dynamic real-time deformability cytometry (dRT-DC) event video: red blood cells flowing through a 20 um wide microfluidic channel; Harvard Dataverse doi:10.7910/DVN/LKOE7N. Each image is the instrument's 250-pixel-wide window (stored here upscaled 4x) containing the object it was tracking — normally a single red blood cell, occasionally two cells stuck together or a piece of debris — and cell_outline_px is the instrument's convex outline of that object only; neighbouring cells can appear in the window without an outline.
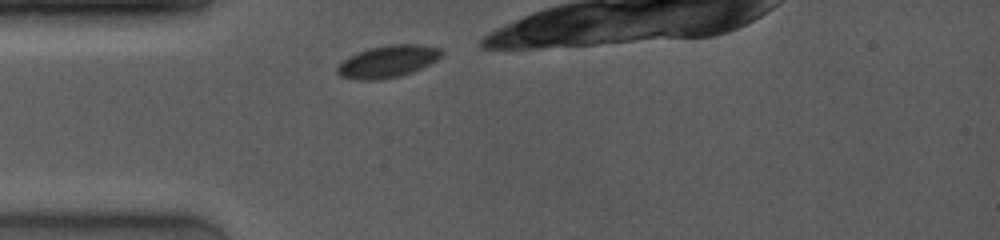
{"species": "common noctule bat (a hibernating species)", "species_latin": "Nyctalus noctula", "temperature_condition": "room temperature", "stored_images_in_passage": 3, "camera_frame_rate_fps": 4000, "um_per_image_px": 0.085, "animal": {"sex": "female", "body_mass_g": 19.0, "forearm_length_mm": 53.3}, "frame": {"image": 1, "passage_image": 1, "time_ms": 0.0, "image_size_px": [1000, 240], "cell_outline_px": [[444, 52], [436, 60], [412, 72], [400, 76], [380, 80], [356, 80], [340, 76], [336, 72], [336, 68], [348, 56], [356, 52], [368, 48], [392, 44], [420, 44], [440, 48]], "centroid_in_image_um": [32.93, 5.22], "position_along_channel_um": 52.1, "area_um2": 19.59}}
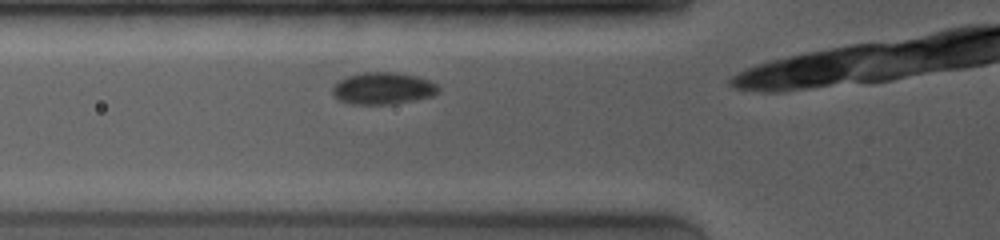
{"frame": {"image": 2, "passage_image": 3, "time_ms": 1.25, "image_size_px": [1000, 240], "cell_outline_px": [[440, 88], [432, 96], [416, 100], [392, 104], [348, 104], [336, 100], [332, 92], [332, 88], [340, 80], [348, 76], [364, 72], [392, 72], [416, 76], [428, 80], [436, 84]], "centroid_in_image_um": [32.52, 7.52], "position_along_channel_um": 93.3, "area_um2": 19.71}}